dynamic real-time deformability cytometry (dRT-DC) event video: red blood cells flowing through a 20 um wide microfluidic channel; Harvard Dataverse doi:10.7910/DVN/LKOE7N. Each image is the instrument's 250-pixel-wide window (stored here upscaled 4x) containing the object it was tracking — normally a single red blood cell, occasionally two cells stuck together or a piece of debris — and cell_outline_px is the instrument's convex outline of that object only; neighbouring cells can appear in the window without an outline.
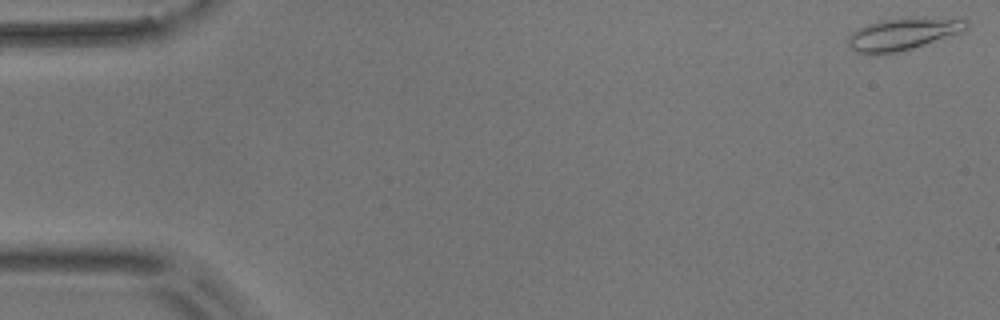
{"species": "common noctule bat (a hibernating species)", "species_latin": "Nyctalus noctula", "temperature_condition": "room temperature", "stored_images_in_passage": 11, "camera_frame_rate_fps": 3000, "um_per_image_px": 0.085, "animal": {"sex": "male", "body_mass_g": 17.9}, "frame": {"image": 1, "passage_image": 1, "time_ms": 0.0, "image_size_px": [1000, 320], "cell_outline_px": [[968, 28], [960, 32], [912, 48], [880, 56], [872, 56], [856, 52], [848, 44], [848, 36], [852, 32], [868, 24], [880, 20], [924, 16], [968, 20]], "centroid_in_image_um": [76.71, 2.89], "position_along_channel_um": 8.3, "area_um2": 22.31}}
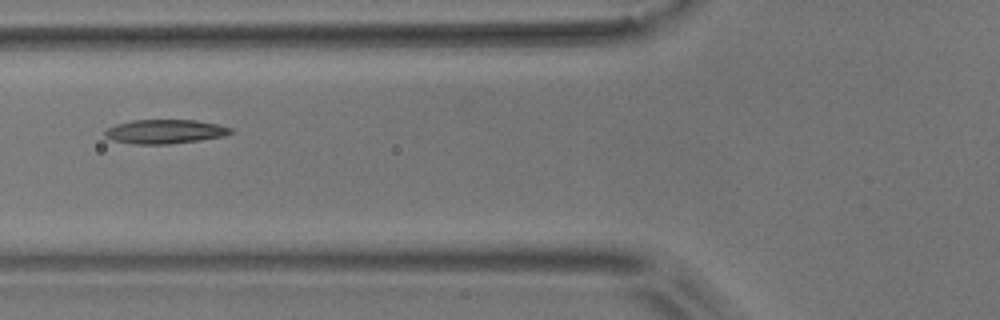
{"frame": {"image": 2, "passage_image": 6, "time_ms": 6.667, "image_size_px": [1000, 320], "cell_outline_px": [[232, 132], [224, 136], [200, 140], [168, 144], [136, 144], [112, 140], [104, 136], [104, 132], [108, 128], [116, 124], [132, 120], [196, 120], [220, 124], [232, 128]], "centroid_in_image_um": [14.03, 11.18], "position_along_channel_um": 111.8, "area_um2": 17.69}}
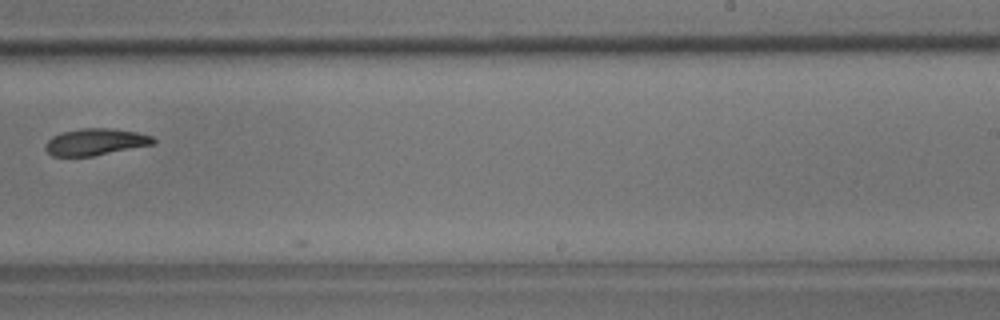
{"frame": {"image": 3, "passage_image": 10, "time_ms": 11.333, "image_size_px": [1000, 320], "cell_outline_px": [[156, 144], [92, 156], [52, 156], [44, 148], [44, 144], [52, 136], [60, 132], [84, 128], [112, 128], [136, 132], [152, 136], [156, 140]], "centroid_in_image_um": [8.11, 12.06], "position_along_channel_um": 280.9, "area_um2": 16.94}}